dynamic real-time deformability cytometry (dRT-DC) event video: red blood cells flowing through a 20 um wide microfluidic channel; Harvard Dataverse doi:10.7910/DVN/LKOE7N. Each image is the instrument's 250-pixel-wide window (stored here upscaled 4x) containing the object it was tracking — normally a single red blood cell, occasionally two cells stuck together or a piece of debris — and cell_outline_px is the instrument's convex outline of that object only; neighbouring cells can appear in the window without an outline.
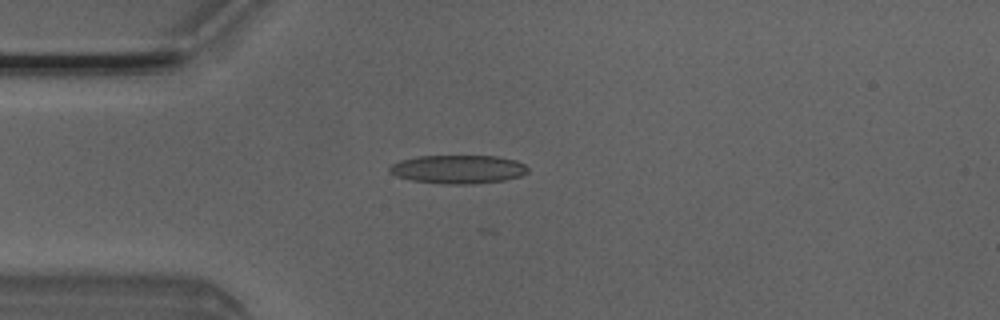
{"species": "Egyptian fruit bat (a non-hibernating species)", "species_latin": "Rousettus aegyptiacus", "temperature_condition": "room temperature", "stored_images_in_passage": 4, "camera_frame_rate_fps": 3000, "um_per_image_px": 0.085, "animal": {"sex": "male"}, "frame": {"image": 1, "passage_image": 4, "time_ms": 1.0, "image_size_px": [1000, 320], "cell_outline_px": [[528, 172], [520, 176], [504, 180], [472, 184], [448, 184], [412, 180], [396, 176], [388, 172], [388, 168], [392, 164], [400, 160], [416, 156], [496, 156], [516, 160], [524, 164], [528, 168]], "centroid_in_image_um": [38.93, 14.38], "position_along_channel_um": 46.1, "area_um2": 23.0}}